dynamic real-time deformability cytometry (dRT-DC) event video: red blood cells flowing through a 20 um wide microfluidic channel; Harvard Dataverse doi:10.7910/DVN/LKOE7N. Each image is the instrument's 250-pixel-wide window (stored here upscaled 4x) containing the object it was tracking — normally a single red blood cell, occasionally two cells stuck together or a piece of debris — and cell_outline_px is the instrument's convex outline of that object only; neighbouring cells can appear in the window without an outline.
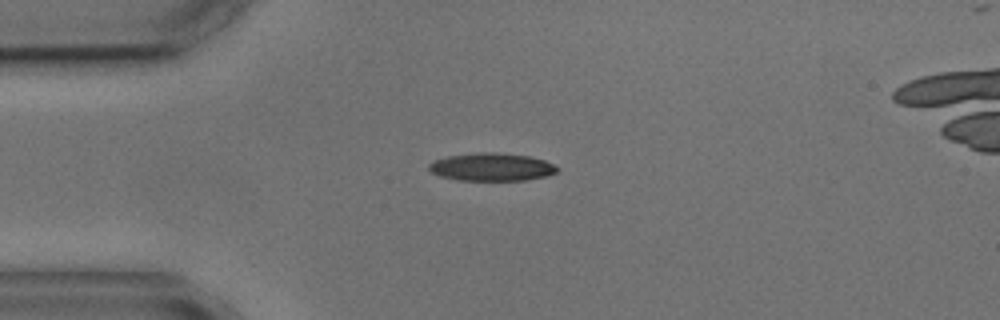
{"species": "common noctule bat (a hibernating species)", "species_latin": "Nyctalus noctula", "temperature_condition": "cold", "stored_images_in_passage": 4, "camera_frame_rate_fps": 3000, "um_per_image_px": 0.085, "animal": {"sex": "male", "body_mass_g": 17.9, "forearm_length_mm": 54.2}, "frame": {"image": 1, "passage_image": 1, "time_ms": 0.0, "image_size_px": [1000, 320], "cell_outline_px": [[560, 168], [556, 172], [548, 176], [524, 180], [460, 180], [440, 176], [432, 172], [428, 168], [428, 164], [436, 160], [448, 156], [476, 152], [496, 152], [528, 156], [544, 160]], "centroid_in_image_um": [41.8, 14.19], "position_along_channel_um": 43.2, "area_um2": 20.75}}